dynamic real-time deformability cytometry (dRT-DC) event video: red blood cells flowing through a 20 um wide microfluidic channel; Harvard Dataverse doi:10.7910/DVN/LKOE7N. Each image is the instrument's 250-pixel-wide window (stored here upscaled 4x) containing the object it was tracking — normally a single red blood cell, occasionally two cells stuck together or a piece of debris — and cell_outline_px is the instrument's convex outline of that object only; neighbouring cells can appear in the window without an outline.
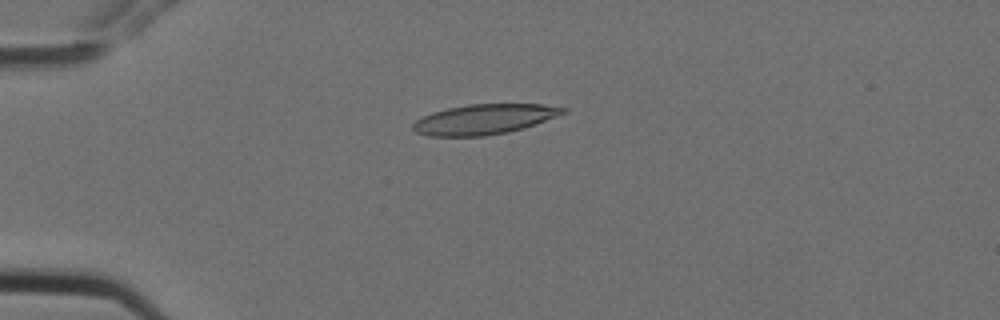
{"species": "Egyptian fruit bat (a non-hibernating species)", "species_latin": "Rousettus aegyptiacus", "temperature_condition": "cold", "stored_images_in_passage": 3, "camera_frame_rate_fps": 3000, "um_per_image_px": 0.085, "animal": {"sex": "female"}, "frame": {"image": 1, "passage_image": 1, "time_ms": 0.0, "image_size_px": [1000, 320], "cell_outline_px": [[568, 112], [536, 124], [524, 128], [508, 132], [484, 136], [428, 136], [416, 132], [412, 128], [412, 124], [416, 120], [432, 112], [448, 108], [468, 104], [540, 104], [568, 108]], "centroid_in_image_um": [41.18, 10.14], "position_along_channel_um": 43.8, "area_um2": 26.36}}
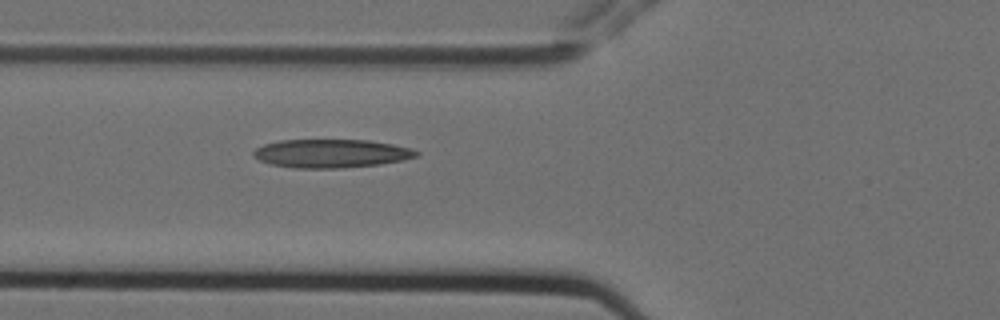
{"frame": {"image": 2, "passage_image": 3, "time_ms": 0.667, "image_size_px": [1000, 320], "cell_outline_px": [[420, 152], [416, 156], [404, 160], [380, 164], [340, 168], [296, 168], [268, 164], [252, 156], [252, 152], [256, 148], [264, 144], [280, 140], [368, 140], [392, 144], [412, 148]], "centroid_in_image_um": [28.14, 13.04], "position_along_channel_um": 97.7, "area_um2": 27.11}}